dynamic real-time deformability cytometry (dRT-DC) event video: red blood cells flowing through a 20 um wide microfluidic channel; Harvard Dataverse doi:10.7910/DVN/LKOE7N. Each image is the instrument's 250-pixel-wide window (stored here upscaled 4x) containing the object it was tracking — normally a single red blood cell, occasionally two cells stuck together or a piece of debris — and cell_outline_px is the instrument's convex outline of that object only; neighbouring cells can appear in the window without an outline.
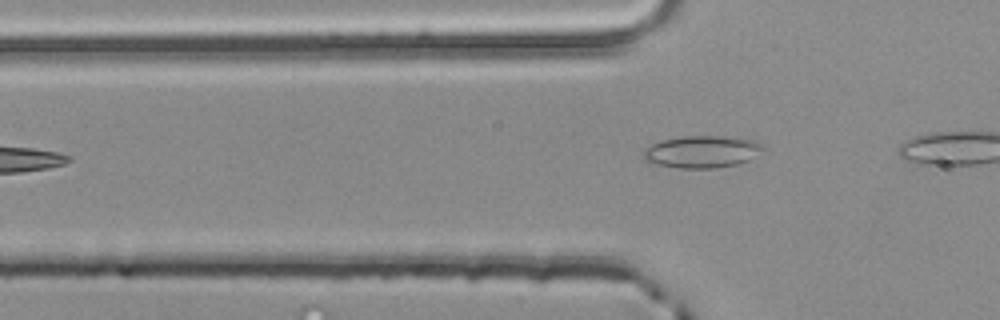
{"species": "common noctule bat (a hibernating species)", "species_latin": "Nyctalus noctula", "temperature_condition": "room temperature", "stored_images_in_passage": 4, "camera_frame_rate_fps": 3000, "um_per_image_px": 0.085, "animal": {"sex": "male", "body_mass_g": 20.4}, "frame": {"image": 1, "passage_image": 3, "time_ms": 0.667, "image_size_px": [1000, 320], "cell_outline_px": [[768, 148], [748, 160], [736, 164], [712, 168], [680, 168], [656, 164], [644, 160], [644, 148], [660, 140], [684, 136], [740, 136], [756, 140], [764, 144]], "centroid_in_image_um": [59.74, 12.87], "position_along_channel_um": 66.1, "area_um2": 22.77}}